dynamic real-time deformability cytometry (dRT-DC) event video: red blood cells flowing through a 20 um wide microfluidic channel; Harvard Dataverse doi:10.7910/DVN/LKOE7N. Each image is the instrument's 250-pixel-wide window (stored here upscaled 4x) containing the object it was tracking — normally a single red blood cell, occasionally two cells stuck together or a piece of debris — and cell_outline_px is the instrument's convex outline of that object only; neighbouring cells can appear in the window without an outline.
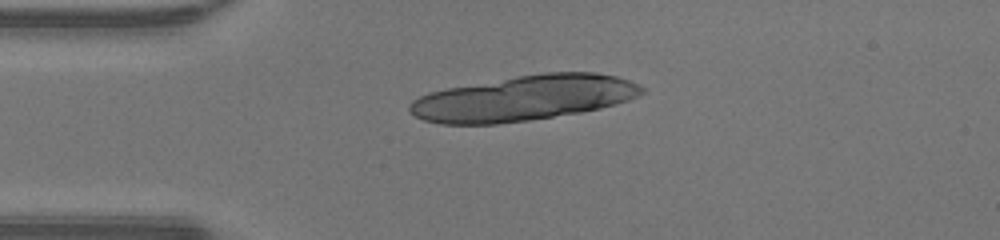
{"species": "human", "species_latin": "Homo sapiens", "temperature_condition": "warm", "stored_images_in_passage": 9, "camera_frame_rate_fps": 3000, "um_per_image_px": 0.085, "donor": {"sex": "male"}, "frame": {"image": 1, "passage_image": 1, "time_ms": 0.0, "image_size_px": [1000, 240], "cell_outline_px": [[644, 92], [628, 100], [600, 108], [580, 112], [528, 120], [496, 124], [440, 124], [424, 120], [408, 112], [408, 104], [412, 100], [428, 92], [448, 88], [516, 76], [544, 72], [596, 72], [616, 76], [628, 80], [644, 88]], "centroid_in_image_um": [44.48, 8.34], "position_along_channel_um": 40.5, "area_um2": 60.98}}